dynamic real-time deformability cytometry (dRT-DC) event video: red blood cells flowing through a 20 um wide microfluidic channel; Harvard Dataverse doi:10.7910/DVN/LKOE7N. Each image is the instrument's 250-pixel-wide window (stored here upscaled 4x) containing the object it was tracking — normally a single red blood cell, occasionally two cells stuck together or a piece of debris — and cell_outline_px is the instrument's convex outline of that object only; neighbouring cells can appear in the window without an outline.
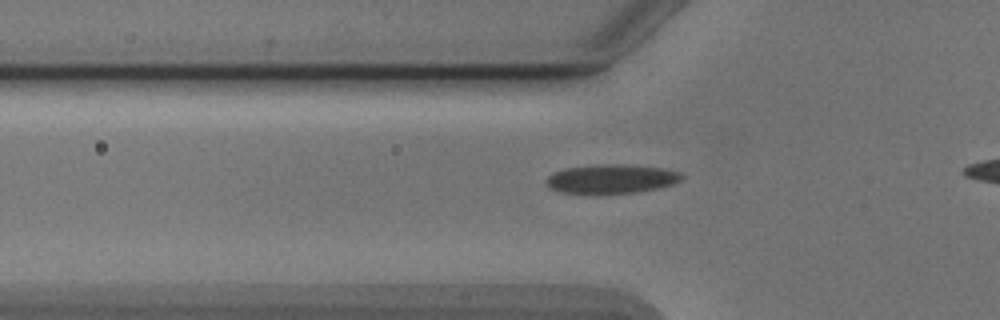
{"species": "Egyptian fruit bat (a non-hibernating species)", "species_latin": "Rousettus aegyptiacus", "temperature_condition": "cold", "stored_images_in_passage": 32, "camera_frame_rate_fps": 3000, "um_per_image_px": 0.085, "animal": {"sex": "male"}, "frame": {"image": 1, "passage_image": 4, "time_ms": 1.0, "image_size_px": [1000, 320], "cell_outline_px": [[684, 176], [680, 180], [672, 184], [660, 188], [636, 192], [596, 196], [592, 196], [560, 192], [548, 188], [544, 180], [552, 172], [564, 168], [604, 164], [616, 164], [664, 168], [680, 172]], "centroid_in_image_um": [51.89, 15.25], "position_along_channel_um": 73.9, "area_um2": 23.76}}
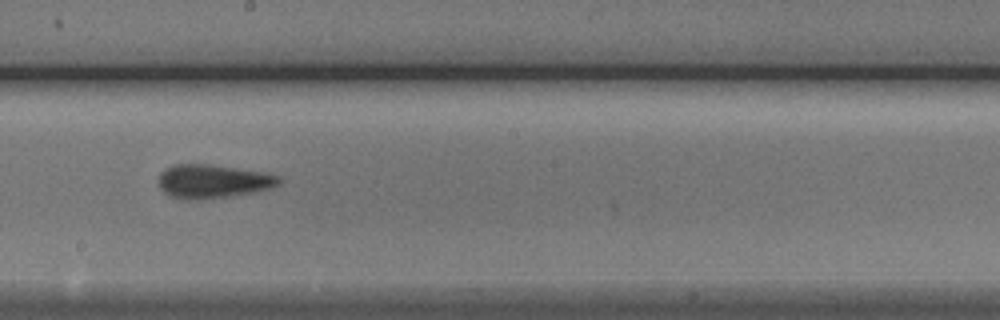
{"frame": {"image": 2, "passage_image": 16, "time_ms": 5.0, "image_size_px": [1000, 320], "cell_outline_px": [[284, 180], [280, 184], [272, 188], [256, 192], [232, 196], [200, 200], [184, 200], [168, 196], [160, 188], [160, 172], [172, 164], [208, 164], [264, 172], [280, 176]], "centroid_in_image_um": [18.13, 15.43], "position_along_channel_um": 230.1, "area_um2": 24.04}}
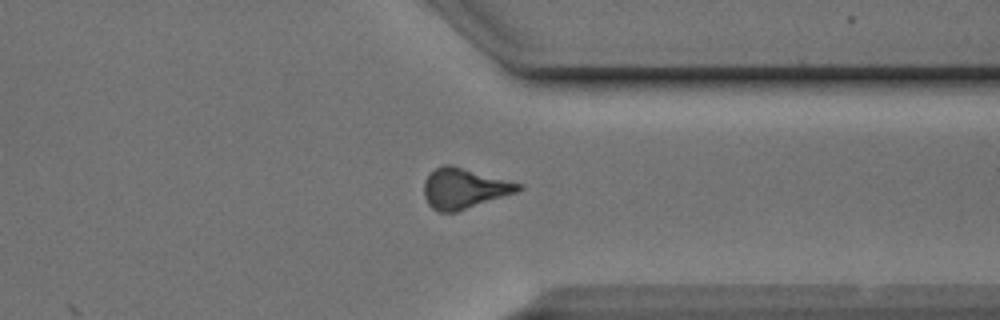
{"frame": {"image": 3, "passage_image": 27, "time_ms": 8.667, "image_size_px": [1000, 320], "cell_outline_px": [[524, 188], [516, 192], [456, 212], [440, 212], [432, 208], [428, 204], [424, 196], [424, 180], [436, 168], [444, 164], [452, 164], [524, 184]], "centroid_in_image_um": [39.46, 16.0], "position_along_channel_um": 371.9, "area_um2": 22.25}}